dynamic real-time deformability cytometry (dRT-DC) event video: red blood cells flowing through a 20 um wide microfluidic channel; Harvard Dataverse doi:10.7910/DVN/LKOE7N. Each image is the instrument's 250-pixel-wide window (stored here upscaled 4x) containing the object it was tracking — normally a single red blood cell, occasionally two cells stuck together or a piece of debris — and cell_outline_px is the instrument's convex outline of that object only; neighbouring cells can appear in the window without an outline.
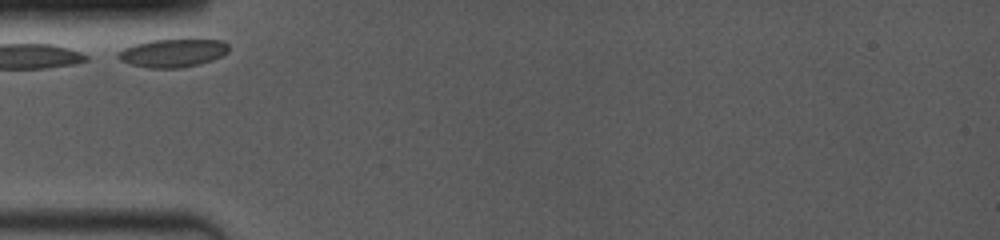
{"species": "common noctule bat (a hibernating species)", "species_latin": "Nyctalus noctula", "temperature_condition": "room temperature", "stored_images_in_passage": 12, "camera_frame_rate_fps": 4000, "um_per_image_px": 0.085, "animal": {"sex": "female", "body_mass_g": 19.0, "forearm_length_mm": 53.3}, "frame": {"image": 1, "passage_image": 1, "time_ms": 0.0, "image_size_px": [1000, 240], "cell_outline_px": [[228, 52], [212, 60], [180, 68], [148, 68], [132, 64], [120, 60], [116, 56], [124, 48], [136, 44], [152, 40], [220, 40], [228, 44]], "centroid_in_image_um": [14.68, 4.51], "position_along_channel_um": 70.3, "area_um2": 17.74}}